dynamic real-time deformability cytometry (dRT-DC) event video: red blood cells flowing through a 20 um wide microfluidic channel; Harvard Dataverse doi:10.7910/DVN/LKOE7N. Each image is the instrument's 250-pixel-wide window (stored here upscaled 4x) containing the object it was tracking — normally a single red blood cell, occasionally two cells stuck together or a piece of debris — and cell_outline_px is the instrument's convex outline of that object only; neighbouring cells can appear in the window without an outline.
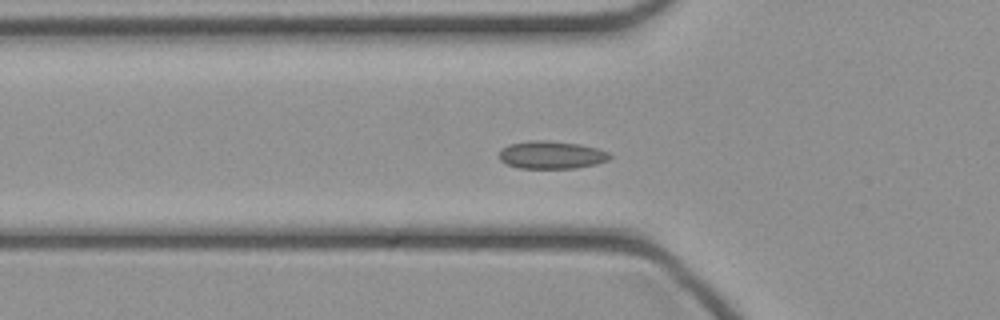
{"species": "common noctule bat (a hibernating species)", "species_latin": "Nyctalus noctula", "temperature_condition": "cold", "stored_images_in_passage": 48, "camera_frame_rate_fps": 3000, "um_per_image_px": 0.085, "animal": {"sex": "female", "body_mass_g": 21.9}, "frame": {"image": 1, "passage_image": 16, "time_ms": 5.0, "image_size_px": [1000, 320], "cell_outline_px": [[612, 156], [608, 160], [596, 164], [576, 168], [516, 168], [504, 164], [500, 160], [500, 148], [508, 144], [528, 140], [544, 140], [580, 144], [596, 148], [608, 152]], "centroid_in_image_um": [46.82, 13.17], "position_along_channel_um": 79.0, "area_um2": 18.09}}
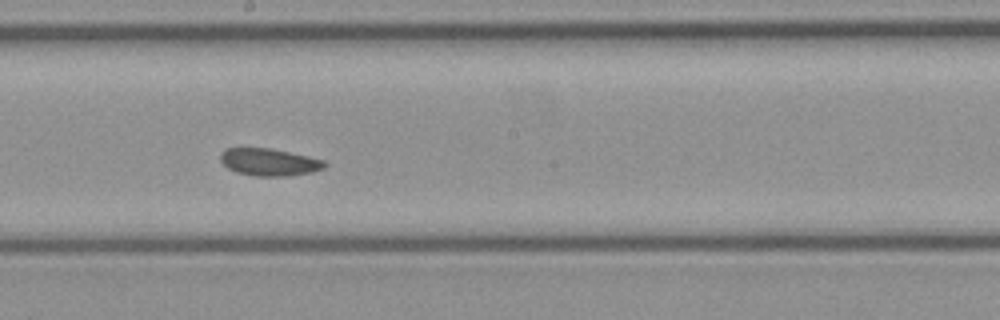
{"frame": {"image": 2, "passage_image": 26, "time_ms": 8.333, "image_size_px": [1000, 320], "cell_outline_px": [[328, 164], [324, 168], [312, 172], [284, 176], [252, 176], [236, 172], [228, 168], [220, 160], [220, 152], [224, 148], [268, 148], [308, 156], [324, 160]], "centroid_in_image_um": [22.86, 13.78], "position_along_channel_um": 225.3, "area_um2": 16.59}}
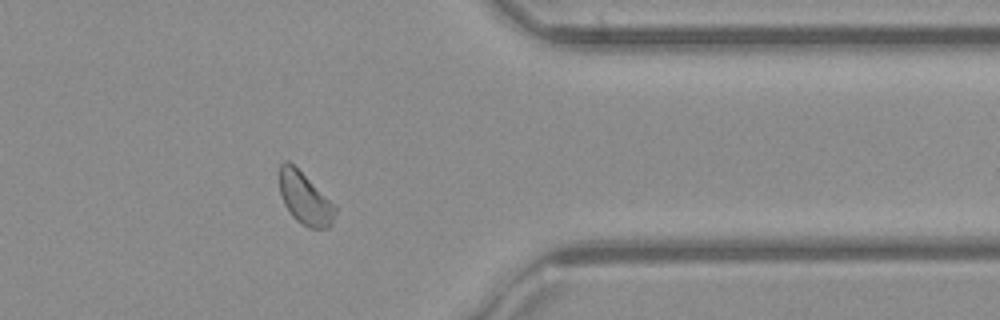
{"frame": {"image": 3, "passage_image": 38, "time_ms": 12.333, "image_size_px": [1000, 320], "cell_outline_px": [[336, 212], [332, 224], [328, 228], [308, 228], [296, 220], [292, 216], [284, 204], [280, 192], [280, 164], [284, 160], [288, 160], [336, 208]], "centroid_in_image_um": [25.88, 16.91], "position_along_channel_um": 385.5, "area_um2": 16.24}}